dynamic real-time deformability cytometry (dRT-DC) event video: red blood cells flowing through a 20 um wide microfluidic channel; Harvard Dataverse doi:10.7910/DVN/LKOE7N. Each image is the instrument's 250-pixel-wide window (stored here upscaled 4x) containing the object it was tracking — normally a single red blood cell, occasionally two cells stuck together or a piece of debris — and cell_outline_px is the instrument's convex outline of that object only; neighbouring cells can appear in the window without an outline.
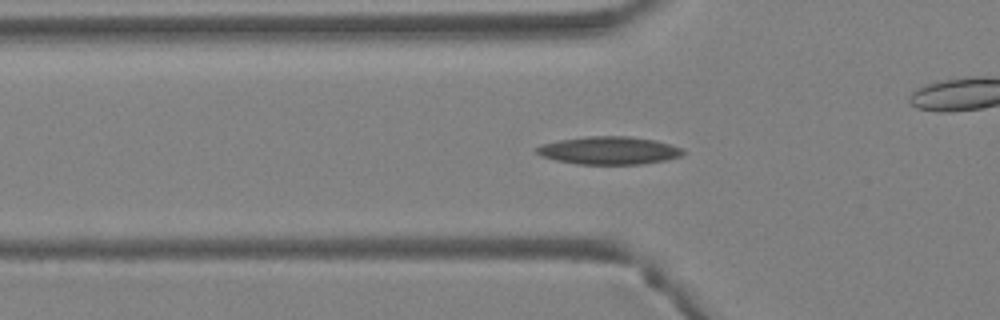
{"species": "Egyptian fruit bat (a non-hibernating species)", "species_latin": "Rousettus aegyptiacus", "temperature_condition": "warm", "stored_images_in_passage": 32, "camera_frame_rate_fps": 3000, "um_per_image_px": 0.085, "animal": {"sex": "female"}, "frame": {"image": 1, "passage_image": 4, "time_ms": 1.0, "image_size_px": [1000, 320], "cell_outline_px": [[684, 152], [680, 156], [668, 160], [644, 164], [576, 164], [556, 160], [540, 156], [532, 148], [540, 144], [560, 140], [588, 136], [628, 136], [656, 140], [684, 148]], "centroid_in_image_um": [51.75, 12.79], "position_along_channel_um": 74.0, "area_um2": 24.04}}
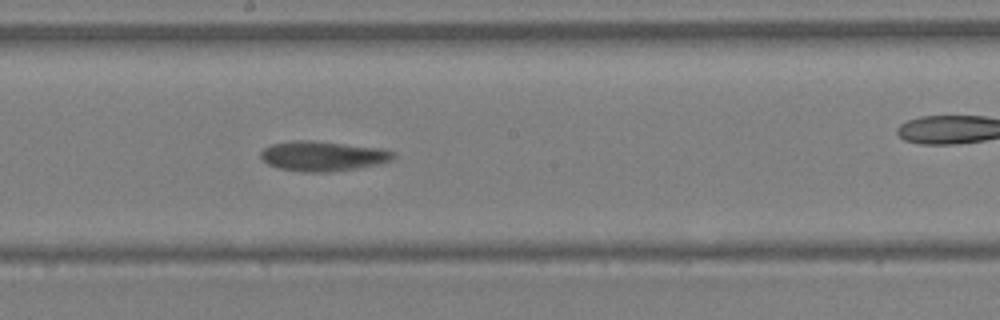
{"frame": {"image": 2, "passage_image": 13, "time_ms": 4.0, "image_size_px": [1000, 320], "cell_outline_px": [[396, 156], [392, 160], [380, 164], [332, 172], [304, 172], [280, 168], [268, 164], [260, 156], [260, 152], [264, 148], [272, 144], [292, 140], [312, 140], [384, 148], [396, 152]], "centroid_in_image_um": [27.49, 13.26], "position_along_channel_um": 220.7, "area_um2": 23.35}}
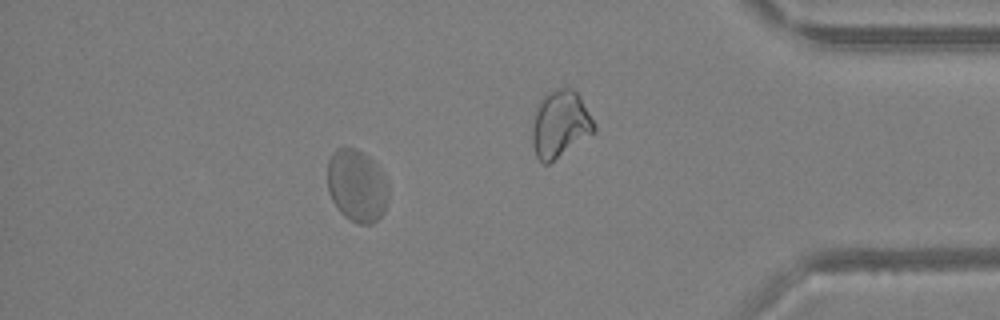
{"frame": {"image": 3, "passage_image": 27, "time_ms": 8.667, "image_size_px": [1000, 320], "cell_outline_px": [[388, 200], [384, 212], [372, 224], [360, 224], [344, 216], [340, 212], [332, 200], [328, 192], [328, 160], [332, 152], [336, 148], [356, 148], [368, 156], [376, 164], [388, 184]], "centroid_in_image_um": [30.33, 15.78], "position_along_channel_um": 404.9, "area_um2": 25.72}, "authors_computed_cell_mechanics": {"area_um2": 23.8714, "velocity_mm_per_s": 4.8981, "shape_relaxation_time_tau1_ms": null, "shape_relaxation_time_tau2_ms": 2.2896, "deformation_change_tau1": null, "deformation_change_tau2": 0.068}}